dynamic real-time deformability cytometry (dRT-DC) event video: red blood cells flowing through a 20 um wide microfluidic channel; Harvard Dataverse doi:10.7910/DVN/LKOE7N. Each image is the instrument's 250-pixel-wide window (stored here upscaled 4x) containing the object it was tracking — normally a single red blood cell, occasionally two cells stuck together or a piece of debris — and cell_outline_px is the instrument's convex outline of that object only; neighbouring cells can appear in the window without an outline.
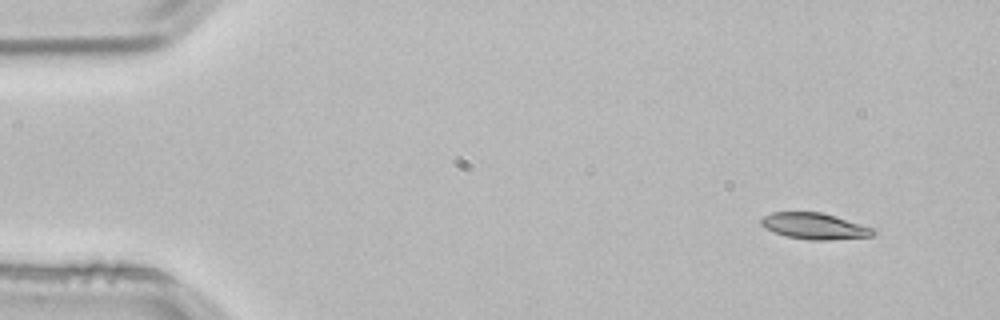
{"species": "common noctule bat (a hibernating species)", "species_latin": "Nyctalus noctula", "temperature_condition": "room temperature", "stored_images_in_passage": 4, "segment_of_instrument_passage": [1, 2], "camera_frame_rate_fps": 3000, "um_per_image_px": 0.085, "animal": {"sex": "male", "body_mass_g": 21.5, "forearm_length_mm": 52.0}, "frame": {"image": 1, "passage_image": 1, "time_ms": 0.0, "image_size_px": [1000, 320], "cell_outline_px": [[876, 232], [872, 236], [828, 240], [808, 240], [784, 236], [764, 228], [760, 224], [760, 220], [764, 216], [772, 212], [820, 212], [836, 216], [876, 228]], "centroid_in_image_um": [69.24, 19.22], "position_along_channel_um": 15.8, "area_um2": 17.34}}